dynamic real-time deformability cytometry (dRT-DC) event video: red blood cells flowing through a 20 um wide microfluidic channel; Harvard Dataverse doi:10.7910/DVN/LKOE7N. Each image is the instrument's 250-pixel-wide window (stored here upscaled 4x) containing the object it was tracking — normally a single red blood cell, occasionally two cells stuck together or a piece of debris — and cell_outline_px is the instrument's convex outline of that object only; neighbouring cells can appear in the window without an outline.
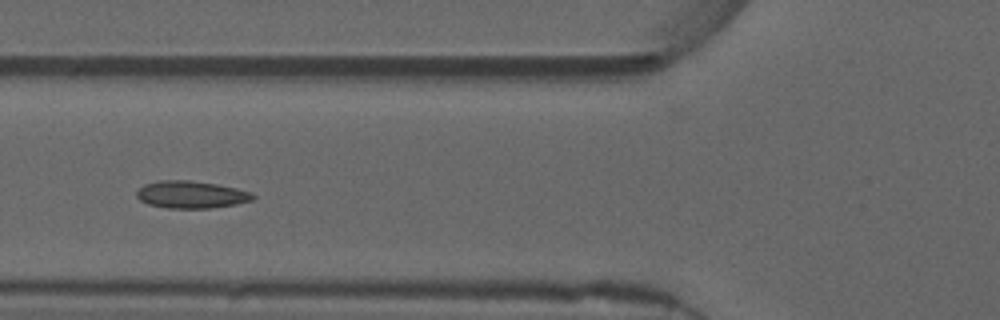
{"species": "common noctule bat (a hibernating species)", "species_latin": "Nyctalus noctula", "temperature_condition": "warm", "stored_images_in_passage": 46, "camera_frame_rate_fps": 3000, "um_per_image_px": 0.085, "animal": {"sex": "male", "forearm_length_mm": 52.5}, "frame": {"image": 1, "passage_image": 20, "time_ms": 6.333, "image_size_px": [1000, 320], "cell_outline_px": [[256, 196], [252, 200], [236, 204], [212, 208], [168, 208], [148, 204], [140, 200], [136, 196], [136, 192], [144, 184], [160, 180], [188, 180], [216, 184], [236, 188], [252, 192]], "centroid_in_image_um": [16.25, 16.54], "position_along_channel_um": 109.5, "area_um2": 18.5}, "authors_computed_cell_mechanics": {"area_um2": 17.918, "velocity_mm_per_s": 3.6994, "shape_relaxation_time_tau1_ms": null, "shape_relaxation_time_tau2_ms": 1.2689, "deformation_change_tau1": null, "deformation_change_tau2": 0.0679}}